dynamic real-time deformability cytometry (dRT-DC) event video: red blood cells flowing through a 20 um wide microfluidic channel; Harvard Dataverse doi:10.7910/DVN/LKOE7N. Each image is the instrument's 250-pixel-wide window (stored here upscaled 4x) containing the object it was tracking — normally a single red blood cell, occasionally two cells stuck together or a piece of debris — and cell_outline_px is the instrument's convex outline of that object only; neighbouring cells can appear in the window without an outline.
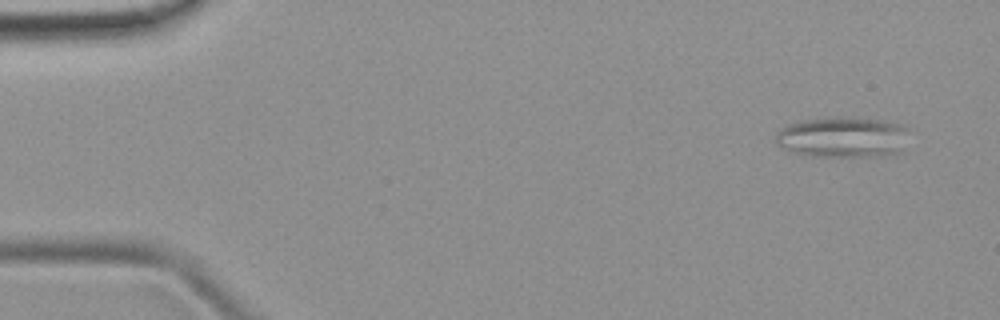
{"species": "common noctule bat (a hibernating species)", "species_latin": "Nyctalus noctula", "temperature_condition": "room temperature", "stored_images_in_passage": 5, "camera_frame_rate_fps": 3000, "um_per_image_px": 0.085, "animal": {"sex": "female", "body_mass_g": 19.9}, "frame": {"image": 1, "passage_image": 1, "time_ms": 0.0, "image_size_px": [1000, 320], "cell_outline_px": [[904, 152], [880, 156], [812, 156], [796, 152], [784, 148], [776, 144], [776, 132], [788, 124], [804, 120], [836, 116], [848, 116], [884, 120], [904, 124]], "centroid_in_image_um": [71.64, 11.64], "position_along_channel_um": 13.4, "area_um2": 31.73}}